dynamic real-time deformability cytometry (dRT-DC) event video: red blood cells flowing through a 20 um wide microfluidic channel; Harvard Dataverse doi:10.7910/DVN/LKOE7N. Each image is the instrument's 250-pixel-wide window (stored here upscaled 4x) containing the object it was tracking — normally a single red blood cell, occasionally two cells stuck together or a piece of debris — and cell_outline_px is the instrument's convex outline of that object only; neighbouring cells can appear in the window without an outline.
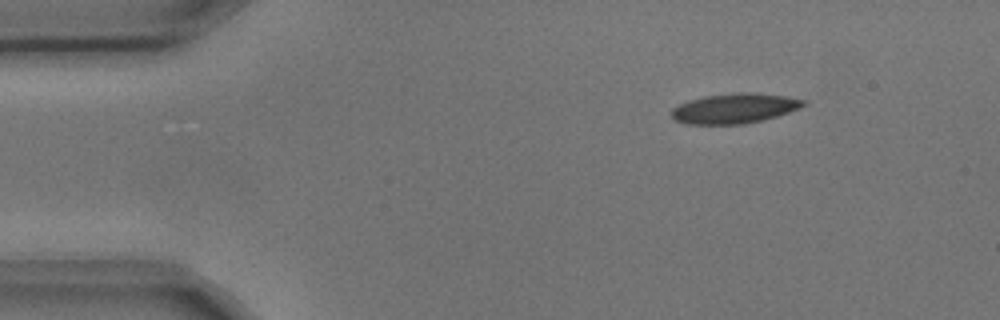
{"species": "common noctule bat (a hibernating species)", "species_latin": "Nyctalus noctula", "temperature_condition": "cold", "stored_images_in_passage": 5, "camera_frame_rate_fps": 3000, "um_per_image_px": 0.085, "animal": {"sex": "male", "body_mass_g": 17.9, "forearm_length_mm": 54.2}, "frame": {"image": 1, "passage_image": 2, "time_ms": 0.333, "image_size_px": [1000, 320], "cell_outline_px": [[808, 104], [800, 108], [776, 116], [744, 124], [684, 124], [672, 120], [672, 108], [688, 100], [704, 96], [740, 92], [748, 92], [788, 96], [808, 100]], "centroid_in_image_um": [62.44, 9.21], "position_along_channel_um": 22.6, "area_um2": 23.18}}
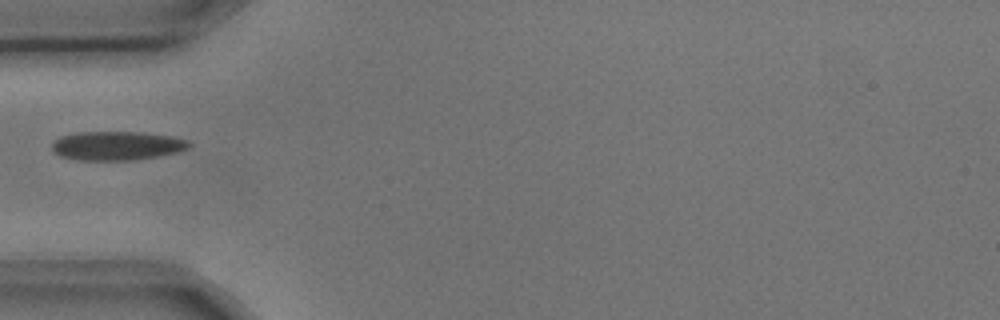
{"frame": {"image": 2, "passage_image": 5, "time_ms": 1.333, "image_size_px": [1000, 320], "cell_outline_px": [[192, 144], [188, 148], [176, 152], [156, 156], [132, 160], [76, 160], [60, 156], [52, 148], [52, 144], [60, 136], [80, 132], [144, 132], [176, 136], [188, 140]], "centroid_in_image_um": [9.97, 12.37], "position_along_channel_um": 75.0, "area_um2": 23.12}}